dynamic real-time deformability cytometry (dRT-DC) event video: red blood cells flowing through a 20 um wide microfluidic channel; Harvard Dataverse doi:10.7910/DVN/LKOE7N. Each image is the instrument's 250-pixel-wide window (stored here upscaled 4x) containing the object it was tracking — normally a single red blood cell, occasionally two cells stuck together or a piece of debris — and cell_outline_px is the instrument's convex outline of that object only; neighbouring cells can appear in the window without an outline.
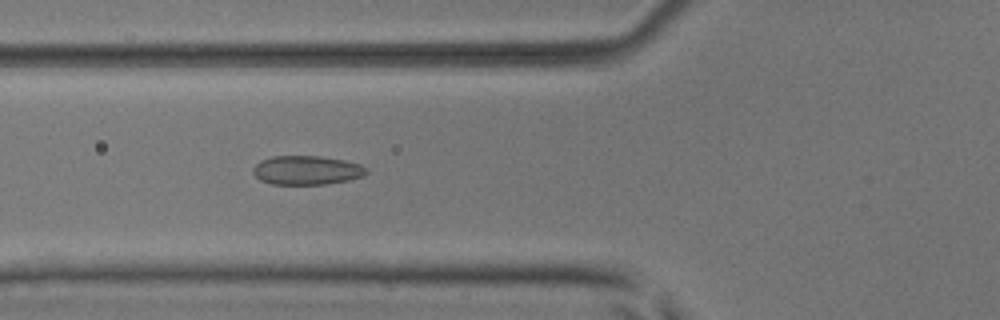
{"species": "common noctule bat (a hibernating species)", "species_latin": "Nyctalus noctula", "temperature_condition": "room temperature", "stored_images_in_passage": 42, "camera_frame_rate_fps": 3000, "um_per_image_px": 0.085, "animal": {"sex": "male", "body_mass_g": 17.9, "forearm_length_mm": 54.2}, "frame": {"image": 1, "passage_image": 10, "time_ms": 3.0, "image_size_px": [1000, 320], "cell_outline_px": [[368, 172], [364, 176], [348, 180], [328, 184], [272, 184], [260, 180], [252, 172], [252, 168], [260, 160], [272, 156], [320, 156], [344, 160], [360, 164], [368, 168]], "centroid_in_image_um": [26.08, 14.46], "position_along_channel_um": 99.7, "area_um2": 19.31}}
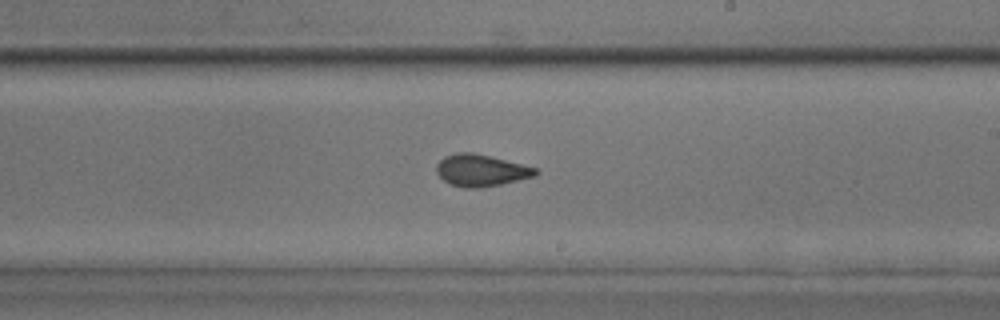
{"frame": {"image": 2, "passage_image": 21, "time_ms": 6.667, "image_size_px": [1000, 320], "cell_outline_px": [[540, 172], [536, 176], [484, 188], [464, 188], [448, 184], [436, 172], [436, 164], [444, 156], [456, 152], [472, 152], [536, 168]], "centroid_in_image_um": [40.85, 14.5], "position_along_channel_um": 248.1, "area_um2": 18.44}}
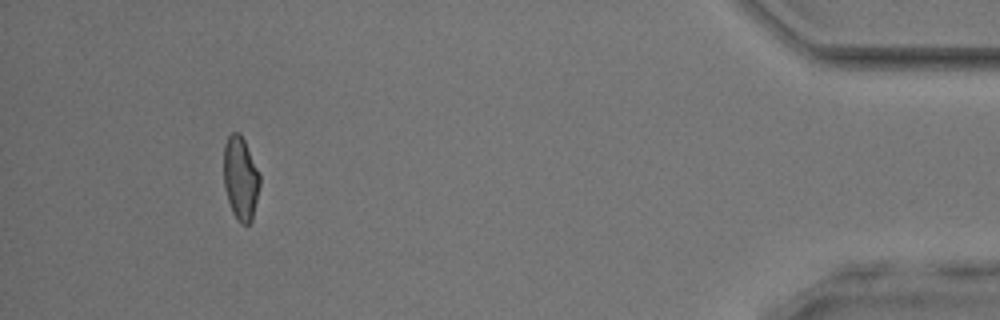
{"frame": {"image": 3, "passage_image": 38, "time_ms": 12.333, "image_size_px": [1000, 320], "cell_outline_px": [[260, 184], [252, 220], [248, 224], [240, 224], [236, 220], [232, 212], [224, 188], [224, 144], [228, 136], [232, 132], [240, 132], [244, 140], [260, 176]], "centroid_in_image_um": [20.43, 15.17], "position_along_channel_um": 414.8, "area_um2": 17.51}}